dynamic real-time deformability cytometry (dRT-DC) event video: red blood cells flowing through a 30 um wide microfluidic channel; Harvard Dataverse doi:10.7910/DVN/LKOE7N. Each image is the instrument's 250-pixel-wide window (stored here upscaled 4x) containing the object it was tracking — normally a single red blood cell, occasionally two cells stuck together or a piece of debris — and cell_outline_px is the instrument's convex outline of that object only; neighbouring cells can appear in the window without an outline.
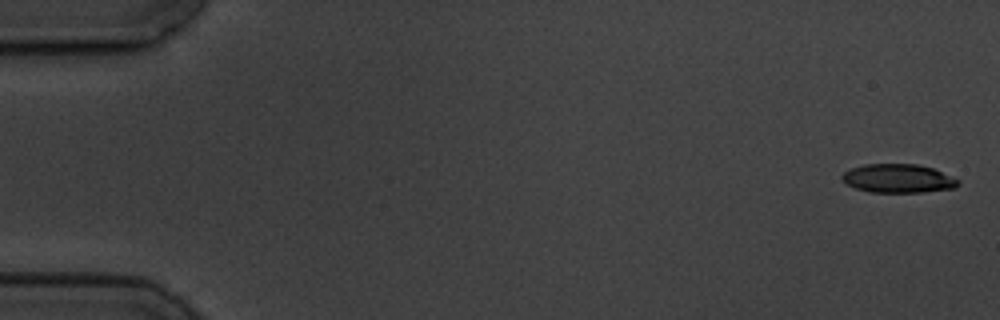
{"species": "common noctule bat (a hibernating species)", "species_latin": "Nyctalus noctula", "temperature_condition": "cold", "stored_images_in_passage": 10, "camera_frame_rate_fps": 3000, "um_per_image_px": 0.085, "animal": {"sex": "male", "body_mass_g": 19.5, "forearm_length_mm": 54.6}, "frame": {"image": 1, "passage_image": 1, "time_ms": 0.0, "image_size_px": [1000, 320], "cell_outline_px": [[960, 184], [956, 188], [924, 192], [868, 192], [856, 188], [848, 184], [840, 176], [844, 172], [852, 168], [864, 164], [916, 164], [932, 168], [960, 180]], "centroid_in_image_um": [76.37, 15.17], "position_along_channel_um": 8.6, "area_um2": 19.36}}
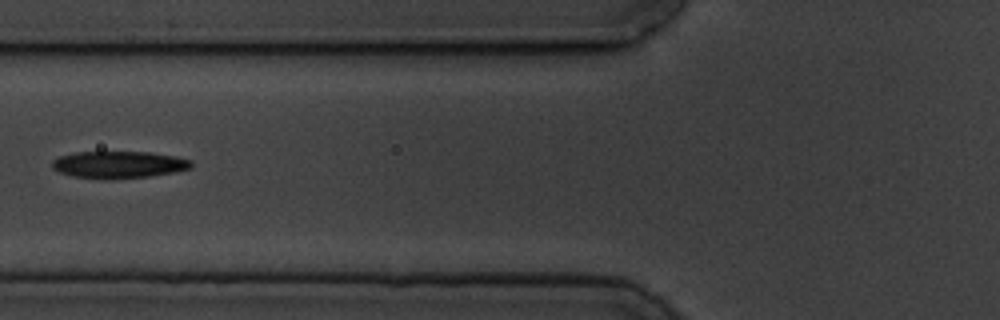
{"frame": {"image": 2, "passage_image": 7, "time_ms": 7.0, "image_size_px": [1000, 320], "cell_outline_px": [[192, 168], [172, 172], [148, 176], [112, 180], [108, 180], [72, 176], [60, 172], [52, 168], [52, 160], [60, 156], [76, 152], [148, 152], [176, 156], [192, 160]], "centroid_in_image_um": [10.08, 14.0], "position_along_channel_um": 115.7, "area_um2": 22.02}}
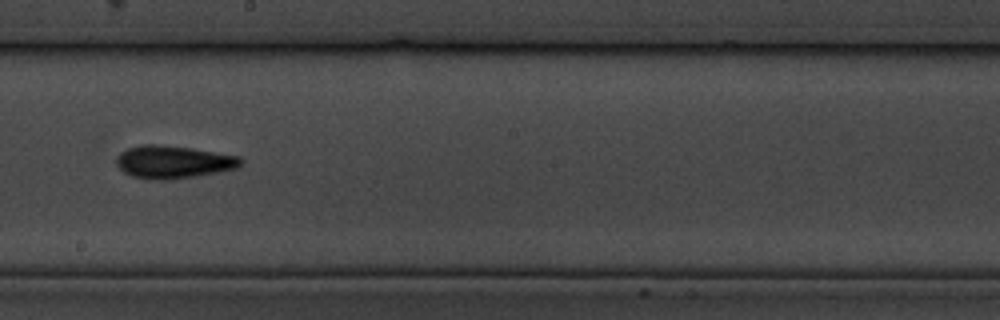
{"frame": {"image": 3, "passage_image": 10, "time_ms": 10.333, "image_size_px": [1000, 320], "cell_outline_px": [[244, 160], [236, 168], [196, 176], [168, 180], [152, 180], [132, 176], [124, 172], [116, 164], [116, 156], [120, 152], [128, 148], [144, 144], [152, 144], [192, 148], [240, 156]], "centroid_in_image_um": [14.71, 13.77], "position_along_channel_um": 233.5, "area_um2": 23.7}}